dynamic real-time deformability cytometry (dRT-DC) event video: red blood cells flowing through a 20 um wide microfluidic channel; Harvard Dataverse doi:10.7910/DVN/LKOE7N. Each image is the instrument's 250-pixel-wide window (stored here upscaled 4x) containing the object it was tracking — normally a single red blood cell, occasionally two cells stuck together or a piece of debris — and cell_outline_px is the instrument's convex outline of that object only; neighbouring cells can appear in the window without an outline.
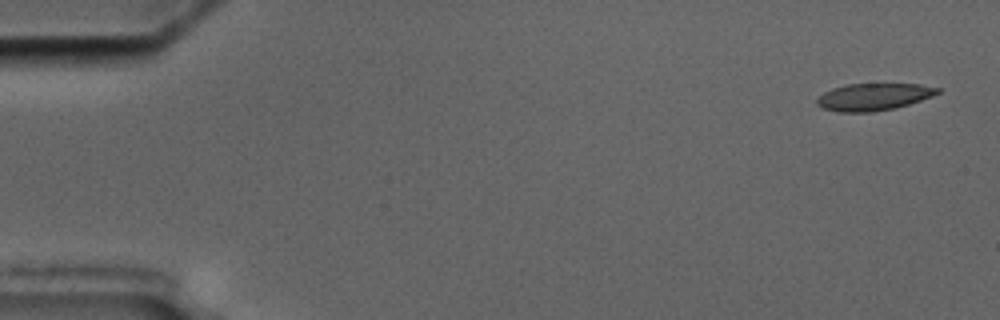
{"species": "common noctule bat (a hibernating species)", "species_latin": "Nyctalus noctula", "temperature_condition": "cold", "stored_images_in_passage": 5, "camera_frame_rate_fps": 3000, "um_per_image_px": 0.085, "animal": {"sex": "male", "body_mass_g": 17.5, "forearm_length_mm": 52.3}, "frame": {"image": 1, "passage_image": 1, "time_ms": 0.0, "image_size_px": [1000, 320], "cell_outline_px": [[940, 92], [932, 96], [896, 108], [872, 112], [836, 112], [824, 108], [816, 104], [816, 100], [824, 92], [832, 88], [848, 84], [920, 84], [940, 88]], "centroid_in_image_um": [74.24, 8.23], "position_along_channel_um": 10.8, "area_um2": 19.02}}
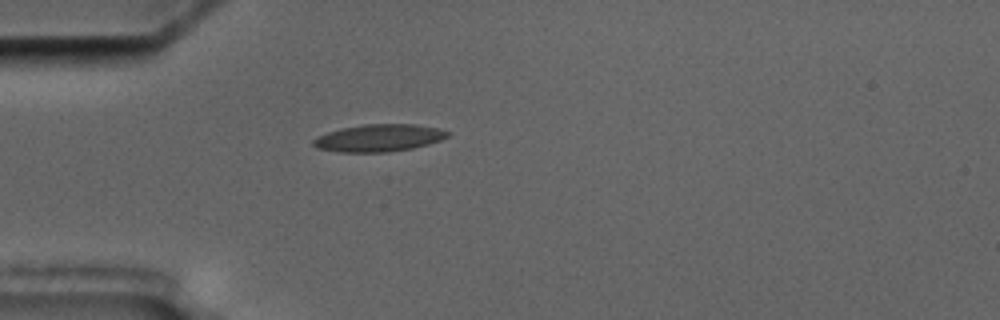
{"frame": {"image": 2, "passage_image": 5, "time_ms": 4.667, "image_size_px": [1000, 320], "cell_outline_px": [[452, 132], [448, 136], [440, 140], [428, 144], [412, 148], [388, 152], [336, 152], [316, 148], [312, 144], [312, 140], [316, 136], [340, 128], [364, 124], [416, 124], [436, 128]], "centroid_in_image_um": [32.17, 11.72], "position_along_channel_um": 52.8, "area_um2": 21.5}}